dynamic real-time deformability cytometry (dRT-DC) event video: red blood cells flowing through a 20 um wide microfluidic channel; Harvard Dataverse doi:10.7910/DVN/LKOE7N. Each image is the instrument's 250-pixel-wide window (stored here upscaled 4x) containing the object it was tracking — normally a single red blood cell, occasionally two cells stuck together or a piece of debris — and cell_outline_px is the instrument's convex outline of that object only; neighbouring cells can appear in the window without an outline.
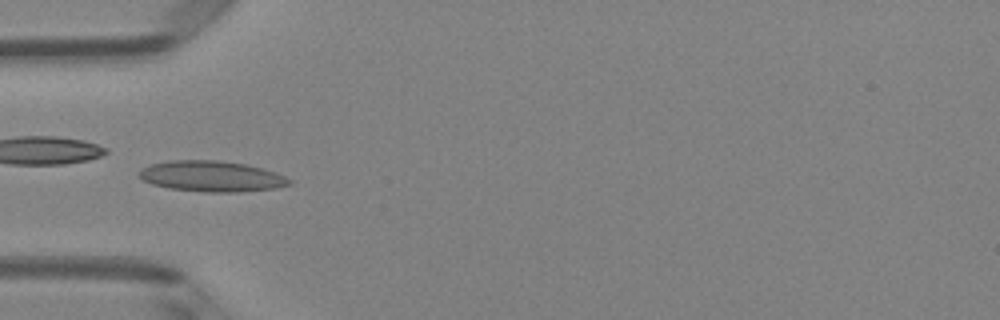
{"species": "Egyptian fruit bat (a non-hibernating species)", "species_latin": "Rousettus aegyptiacus", "temperature_condition": "room temperature", "stored_images_in_passage": 49, "camera_frame_rate_fps": 3000, "um_per_image_px": 0.085, "animal": {"sex": "female"}, "frame": {"image": 1, "passage_image": 15, "time_ms": 4.667, "image_size_px": [1000, 320], "cell_outline_px": [[292, 184], [276, 188], [240, 192], [208, 192], [168, 188], [152, 184], [144, 180], [140, 176], [140, 168], [152, 164], [168, 160], [216, 160], [244, 164], [276, 172], [292, 180]], "centroid_in_image_um": [18.0, 14.99], "position_along_channel_um": 67.0, "area_um2": 26.82}}
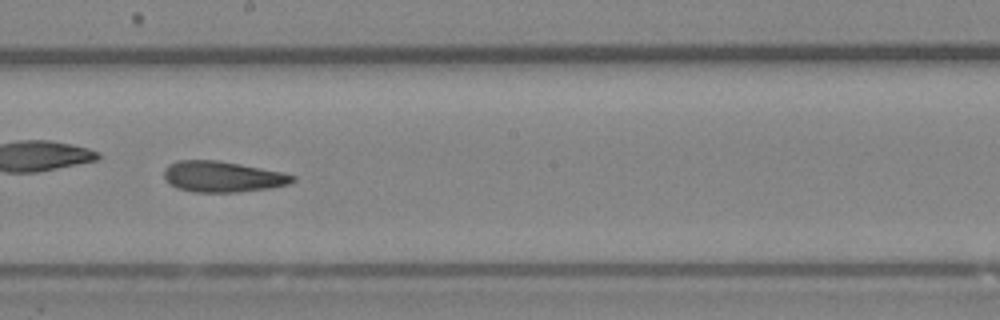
{"frame": {"image": 2, "passage_image": 27, "time_ms": 8.667, "image_size_px": [1000, 320], "cell_outline_px": [[296, 180], [288, 184], [268, 188], [236, 192], [192, 192], [176, 188], [168, 184], [164, 180], [164, 168], [168, 164], [176, 160], [216, 160], [240, 164], [284, 172], [296, 176]], "centroid_in_image_um": [18.87, 15.01], "position_along_channel_um": 229.3, "area_um2": 23.35}}
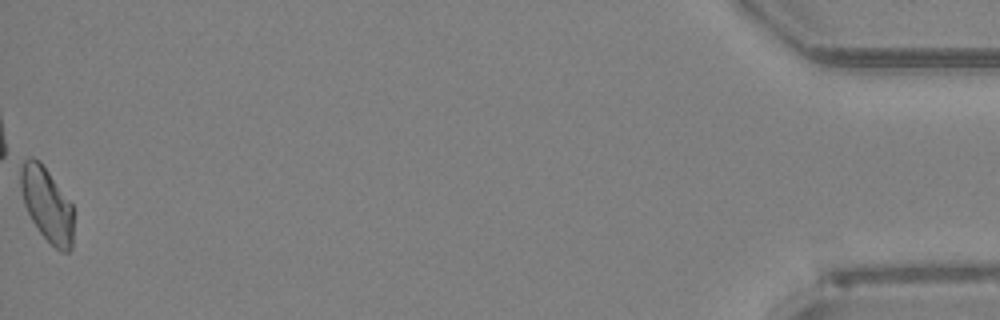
{"frame": {"image": 3, "passage_image": 49, "time_ms": 16.0, "image_size_px": [1000, 320], "cell_outline_px": [[72, 248], [68, 252], [60, 252], [40, 232], [32, 220], [24, 204], [20, 188], [20, 164], [24, 160], [32, 156], [40, 160], [72, 204]], "centroid_in_image_um": [3.96, 17.34], "position_along_channel_um": 431.2, "area_um2": 22.72}, "authors_computed_cell_mechanics": {"area_um2": 23.3512, "velocity_mm_per_s": 4.0665, "shape_relaxation_time_tau1_ms": null, "shape_relaxation_time_tau2_ms": 4.001, "deformation_change_tau1": null, "deformation_change_tau2": 0.1099}}